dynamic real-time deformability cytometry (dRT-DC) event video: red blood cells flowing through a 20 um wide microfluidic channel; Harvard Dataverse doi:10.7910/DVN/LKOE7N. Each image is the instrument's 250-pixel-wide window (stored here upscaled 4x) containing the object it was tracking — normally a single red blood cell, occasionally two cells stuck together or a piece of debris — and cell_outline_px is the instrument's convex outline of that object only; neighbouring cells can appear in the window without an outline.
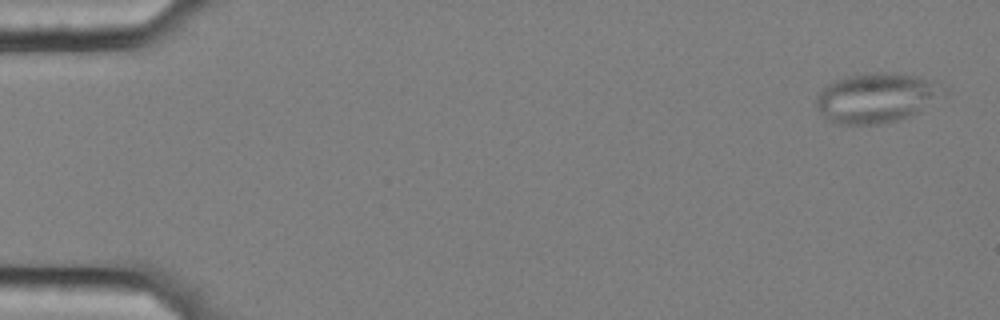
{"species": "common noctule bat (a hibernating species)", "species_latin": "Nyctalus noctula", "temperature_condition": "cold", "stored_images_in_passage": 57, "camera_frame_rate_fps": 3000, "um_per_image_px": 0.085, "animal": {"sex": "female", "body_mass_g": 25.1}, "frame": {"image": 1, "passage_image": 2, "time_ms": 0.333, "image_size_px": [1000, 320], "cell_outline_px": [[948, 92], [944, 96], [916, 112], [908, 116], [896, 120], [876, 124], [836, 124], [828, 120], [820, 112], [816, 104], [816, 96], [828, 84], [836, 80], [848, 76], [876, 72], [888, 72], [916, 76], [932, 80], [948, 88]], "centroid_in_image_um": [74.53, 8.3], "position_along_channel_um": 10.5, "area_um2": 36.7}}
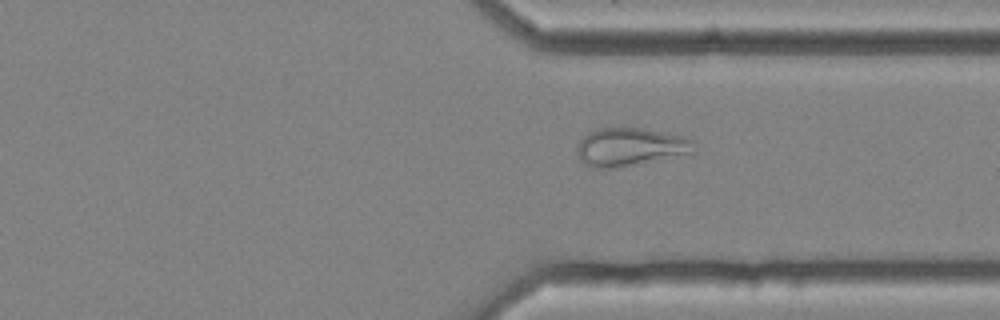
{"frame": {"image": 2, "passage_image": 43, "time_ms": 14.0, "image_size_px": [1000, 320], "cell_outline_px": [[696, 144], [692, 156], [620, 168], [588, 168], [580, 160], [576, 152], [576, 148], [580, 140], [588, 132], [596, 128], [640, 128], [684, 136], [696, 140]], "centroid_in_image_um": [53.65, 12.54], "position_along_channel_um": 357.7, "area_um2": 27.28}}
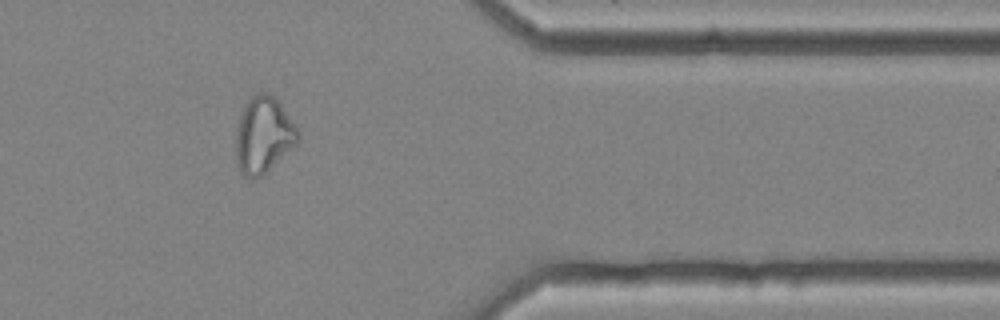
{"frame": {"image": 3, "passage_image": 47, "time_ms": 15.333, "image_size_px": [1000, 320], "cell_outline_px": [[300, 140], [296, 144], [260, 176], [252, 180], [244, 176], [240, 172], [236, 152], [236, 128], [244, 104], [256, 92], [272, 92], [276, 96], [300, 132]], "centroid_in_image_um": [22.4, 11.42], "position_along_channel_um": 389.0, "area_um2": 27.69}, "authors_computed_cell_mechanics": {"area_um2": 28.4954, "velocity_mm_per_s": 3.5592, "shape_relaxation_time_tau1_ms": null, "shape_relaxation_time_tau2_ms": 2.3492, "deformation_change_tau1": null, "deformation_change_tau2": 0.0927}}